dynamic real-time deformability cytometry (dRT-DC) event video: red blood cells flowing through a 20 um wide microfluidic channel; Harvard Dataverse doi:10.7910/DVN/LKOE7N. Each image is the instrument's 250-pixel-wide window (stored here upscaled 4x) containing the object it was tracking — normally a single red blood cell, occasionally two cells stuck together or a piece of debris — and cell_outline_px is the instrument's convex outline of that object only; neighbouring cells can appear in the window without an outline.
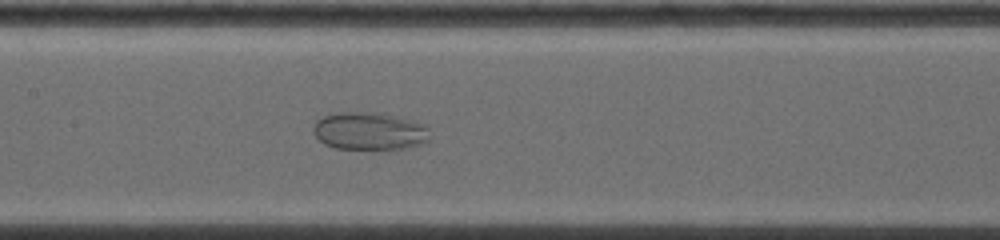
{"species": "common noctule bat (a hibernating species)", "species_latin": "Nyctalus noctula", "temperature_condition": "warm", "stored_images_in_passage": 17, "camera_frame_rate_fps": 5000, "um_per_image_px": 0.085, "animal": {"sex": "female", "body_mass_g": 19.0, "forearm_length_mm": 53.3}, "frame": {"image": 1, "passage_image": 15, "time_ms": 5.4, "image_size_px": [1000, 240], "cell_outline_px": [[428, 140], [408, 148], [336, 148], [324, 144], [312, 132], [312, 128], [316, 120], [324, 116], [336, 112], [380, 112], [424, 124], [428, 128]], "centroid_in_image_um": [31.35, 11.12], "position_along_channel_um": 176.0, "area_um2": 25.37}}
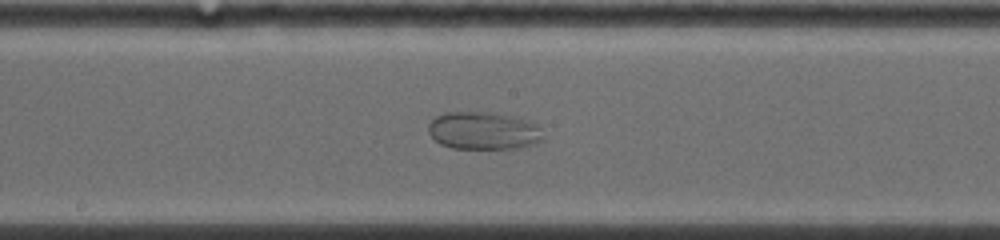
{"frame": {"image": 2, "passage_image": 17, "time_ms": 6.2, "image_size_px": [1000, 240], "cell_outline_px": [[544, 140], [536, 144], [520, 148], [452, 148], [440, 144], [428, 132], [428, 124], [436, 116], [444, 112], [492, 112], [512, 116], [536, 124], [544, 136]], "centroid_in_image_um": [41.1, 11.11], "position_along_channel_um": 207.1, "area_um2": 25.26}}